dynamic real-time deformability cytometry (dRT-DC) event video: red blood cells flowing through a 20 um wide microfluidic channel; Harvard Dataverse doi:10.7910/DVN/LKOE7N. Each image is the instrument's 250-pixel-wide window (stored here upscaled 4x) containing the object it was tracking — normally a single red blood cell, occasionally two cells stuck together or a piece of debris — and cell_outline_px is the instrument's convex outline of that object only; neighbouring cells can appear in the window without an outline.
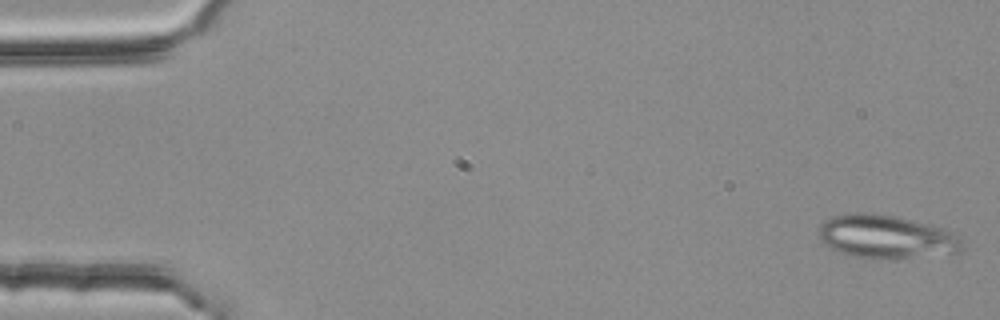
{"species": "common noctule bat (a hibernating species)", "species_latin": "Nyctalus noctula", "temperature_condition": "room temperature", "stored_images_in_passage": 3, "camera_frame_rate_fps": 3000, "um_per_image_px": 0.085, "animal": {"sex": "female", "body_mass_g": 25.1}, "frame": {"image": 1, "passage_image": 1, "time_ms": 0.0, "image_size_px": [1000, 320], "cell_outline_px": [[964, 248], [960, 252], [880, 260], [872, 260], [840, 252], [824, 244], [820, 240], [816, 232], [820, 224], [824, 220], [832, 216], [860, 212], [864, 212], [896, 216], [940, 228], [964, 240]], "centroid_in_image_um": [75.26, 20.13], "position_along_channel_um": 9.7, "area_um2": 36.24}}